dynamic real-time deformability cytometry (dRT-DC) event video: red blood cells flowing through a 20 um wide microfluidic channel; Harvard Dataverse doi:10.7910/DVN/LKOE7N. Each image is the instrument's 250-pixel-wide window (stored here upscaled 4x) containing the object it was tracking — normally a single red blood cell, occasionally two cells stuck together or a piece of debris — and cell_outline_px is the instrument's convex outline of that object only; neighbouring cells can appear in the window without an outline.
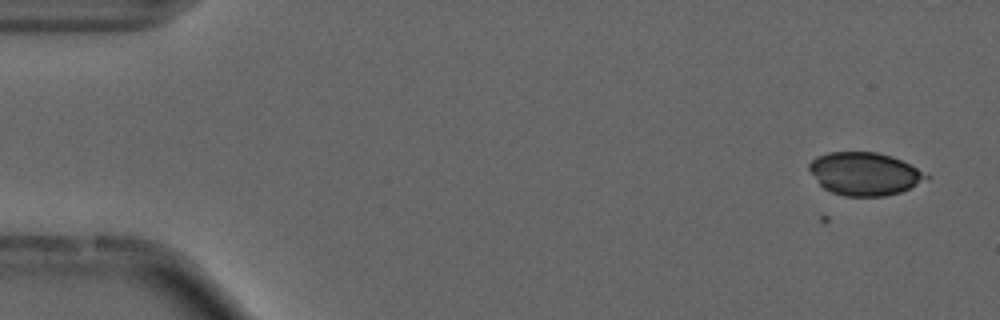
{"species": "common noctule bat (a hibernating species)", "species_latin": "Nyctalus noctula", "temperature_condition": "cold", "stored_images_in_passage": 7, "camera_frame_rate_fps": 3000, "um_per_image_px": 0.085, "animal": {"sex": "male", "forearm_length_mm": 52.5}, "frame": {"image": 1, "passage_image": 7, "time_ms": 2.0, "image_size_px": [1000, 320], "cell_outline_px": [[928, 180], [900, 192], [884, 196], [844, 196], [832, 192], [824, 188], [820, 184], [808, 168], [808, 164], [816, 156], [828, 152], [876, 152], [892, 156], [916, 168], [928, 176]], "centroid_in_image_um": [73.46, 14.77], "position_along_channel_um": 11.5, "area_um2": 29.02}}